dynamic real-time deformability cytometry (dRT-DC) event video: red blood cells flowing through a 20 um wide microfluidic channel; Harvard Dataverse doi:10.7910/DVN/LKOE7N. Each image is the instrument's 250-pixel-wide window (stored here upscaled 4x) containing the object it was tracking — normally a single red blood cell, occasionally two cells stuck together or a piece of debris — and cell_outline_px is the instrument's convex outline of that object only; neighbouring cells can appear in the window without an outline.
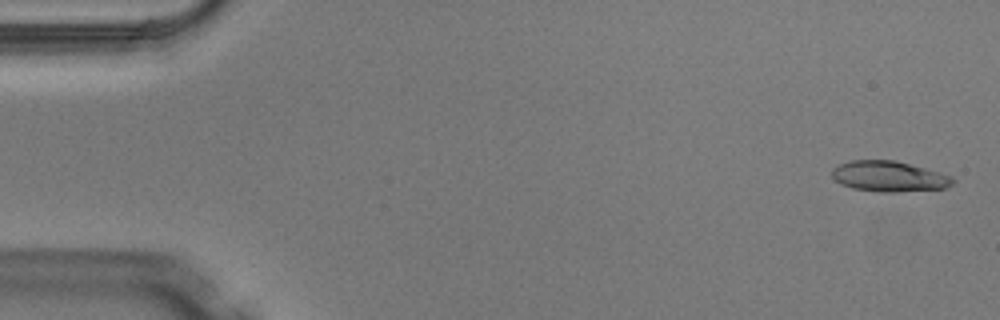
{"species": "Egyptian fruit bat (a non-hibernating species)", "species_latin": "Rousettus aegyptiacus", "temperature_condition": "warm", "stored_images_in_passage": 5, "camera_frame_rate_fps": 3000, "um_per_image_px": 0.085, "animal": {"sex": "male"}, "frame": {"image": 1, "passage_image": 1, "time_ms": 0.0, "image_size_px": [1000, 320], "cell_outline_px": [[956, 180], [952, 184], [944, 188], [896, 192], [880, 192], [852, 188], [840, 184], [832, 176], [832, 168], [840, 164], [852, 160], [896, 160], [952, 176]], "centroid_in_image_um": [75.55, 14.99], "position_along_channel_um": 9.4, "area_um2": 21.44}}
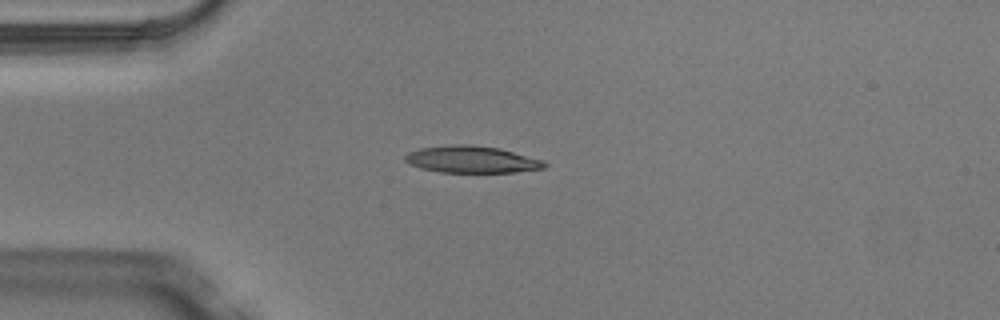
{"frame": {"image": 2, "passage_image": 4, "time_ms": 1.0, "image_size_px": [1000, 320], "cell_outline_px": [[548, 164], [544, 168], [512, 172], [440, 172], [424, 168], [412, 164], [404, 160], [404, 156], [408, 152], [420, 148], [452, 144], [472, 144], [500, 148], [544, 160]], "centroid_in_image_um": [40.12, 13.54], "position_along_channel_um": 44.9, "area_um2": 21.79}}